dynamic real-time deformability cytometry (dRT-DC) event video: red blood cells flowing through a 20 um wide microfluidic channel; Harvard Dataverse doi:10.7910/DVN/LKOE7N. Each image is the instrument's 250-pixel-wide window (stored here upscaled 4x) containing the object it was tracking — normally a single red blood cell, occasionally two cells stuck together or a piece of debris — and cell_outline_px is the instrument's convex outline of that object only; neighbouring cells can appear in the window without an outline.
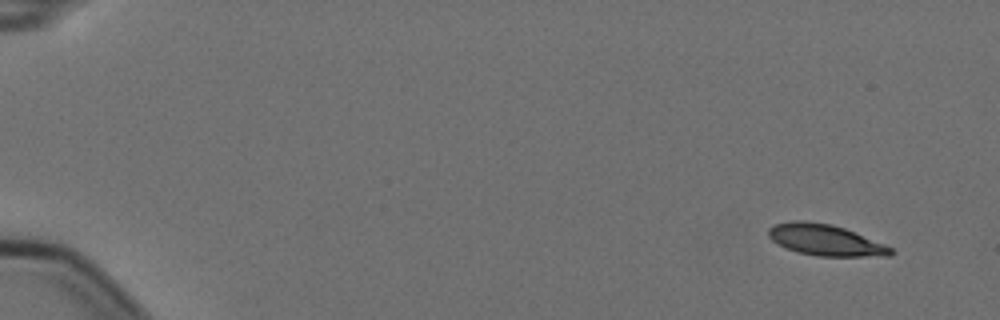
{"species": "Egyptian fruit bat (a non-hibernating species)", "species_latin": "Rousettus aegyptiacus", "temperature_condition": "cold", "stored_images_in_passage": 6, "camera_frame_rate_fps": 3000, "um_per_image_px": 0.085, "animal": {"sex": "female"}, "frame": {"image": 1, "passage_image": 1, "time_ms": 0.0, "image_size_px": [1000, 320], "cell_outline_px": [[896, 252], [892, 256], [816, 256], [796, 252], [784, 248], [776, 244], [768, 236], [768, 228], [776, 224], [792, 220], [804, 220], [832, 224], [844, 228], [884, 244], [892, 248]], "centroid_in_image_um": [70.13, 20.41], "position_along_channel_um": 14.9, "area_um2": 22.43}}
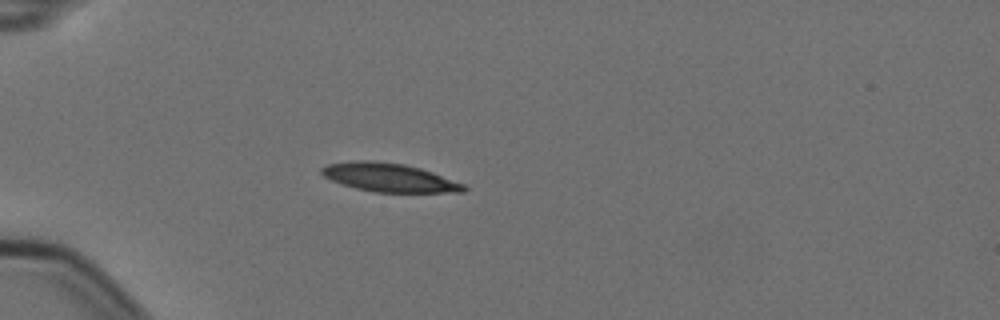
{"frame": {"image": 2, "passage_image": 5, "time_ms": 1.333, "image_size_px": [1000, 320], "cell_outline_px": [[468, 188], [464, 192], [376, 192], [356, 188], [340, 184], [324, 176], [320, 172], [320, 168], [328, 164], [360, 160], [368, 160], [404, 164], [420, 168], [432, 172], [464, 184]], "centroid_in_image_um": [33.08, 15.09], "position_along_channel_um": 51.9, "area_um2": 23.47}}